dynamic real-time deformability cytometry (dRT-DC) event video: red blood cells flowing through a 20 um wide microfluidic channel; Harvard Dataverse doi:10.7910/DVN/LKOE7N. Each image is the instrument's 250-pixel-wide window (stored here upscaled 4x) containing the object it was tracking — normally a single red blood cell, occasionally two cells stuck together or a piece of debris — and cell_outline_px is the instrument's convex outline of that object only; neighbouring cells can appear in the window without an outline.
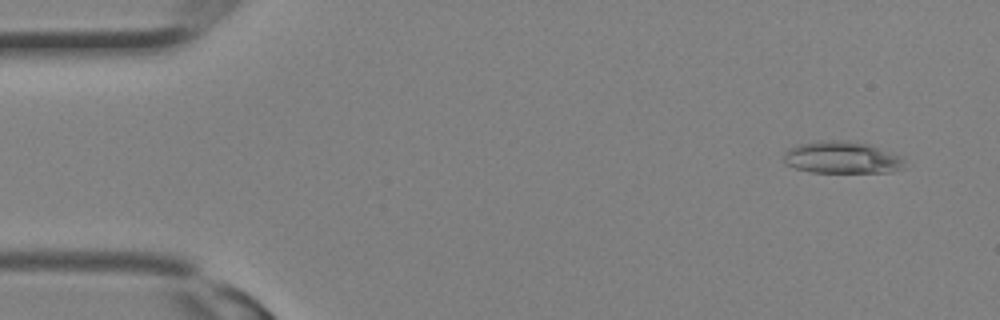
{"species": "Egyptian fruit bat (a non-hibernating species)", "species_latin": "Rousettus aegyptiacus", "temperature_condition": "room temperature", "stored_images_in_passage": 12, "camera_frame_rate_fps": 3000, "um_per_image_px": 0.085, "animal": {"sex": "female"}, "frame": {"image": 1, "passage_image": 3, "time_ms": 0.667, "image_size_px": [1000, 320], "cell_outline_px": [[904, 168], [892, 172], [812, 172], [796, 168], [788, 164], [784, 160], [784, 152], [788, 148], [796, 144], [816, 140], [848, 140], [868, 144], [904, 156]], "centroid_in_image_um": [71.59, 13.37], "position_along_channel_um": 13.4, "area_um2": 22.89}}
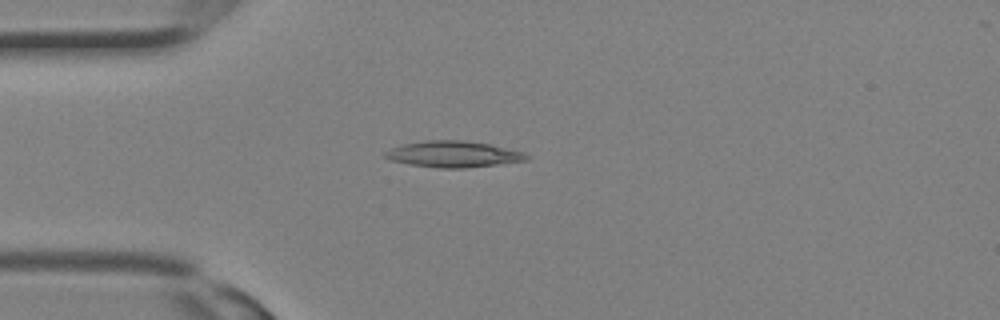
{"frame": {"image": 2, "passage_image": 9, "time_ms": 2.667, "image_size_px": [1000, 320], "cell_outline_px": [[528, 160], [464, 168], [440, 168], [412, 164], [392, 160], [384, 156], [384, 152], [400, 144], [428, 140], [464, 140], [488, 144], [524, 152], [528, 156]], "centroid_in_image_um": [38.52, 13.09], "position_along_channel_um": 46.5, "area_um2": 21.27}}
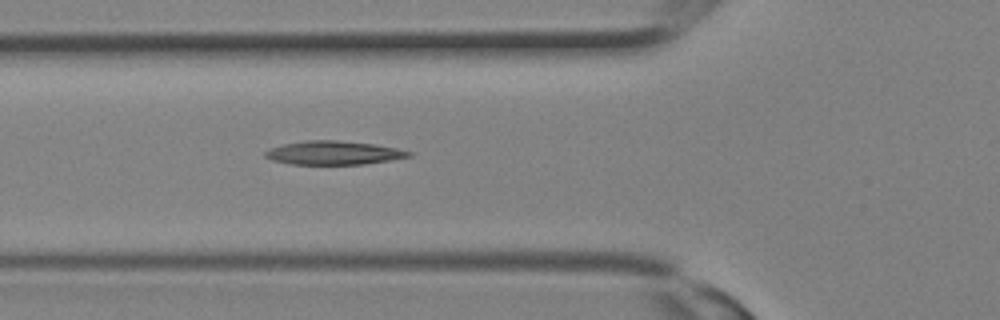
{"frame": {"image": 3, "passage_image": 12, "time_ms": 3.667, "image_size_px": [1000, 320], "cell_outline_px": [[412, 156], [364, 164], [292, 164], [272, 160], [264, 156], [264, 152], [272, 148], [284, 144], [304, 140], [336, 140], [372, 144], [396, 148], [412, 152]], "centroid_in_image_um": [28.34, 12.99], "position_along_channel_um": 97.5, "area_um2": 19.54}}